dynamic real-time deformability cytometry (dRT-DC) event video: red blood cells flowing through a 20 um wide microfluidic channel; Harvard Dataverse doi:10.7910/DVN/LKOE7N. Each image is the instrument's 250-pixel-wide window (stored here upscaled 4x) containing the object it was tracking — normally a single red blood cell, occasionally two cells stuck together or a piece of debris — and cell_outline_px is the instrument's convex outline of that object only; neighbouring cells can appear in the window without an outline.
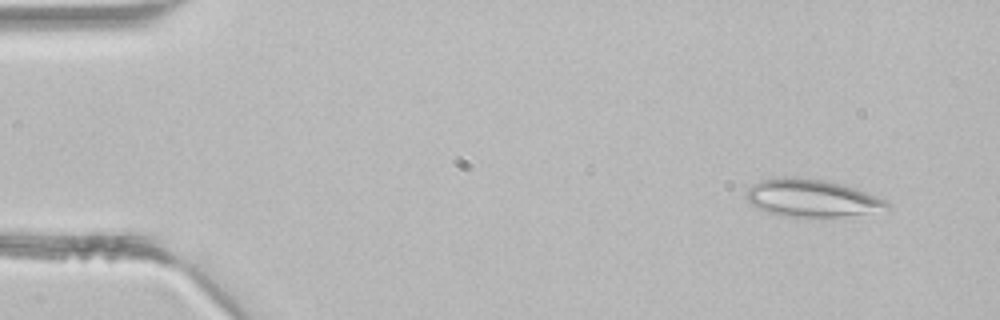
{"species": "common noctule bat (a hibernating species)", "species_latin": "Nyctalus noctula", "temperature_condition": "room temperature", "stored_images_in_passage": 3, "camera_frame_rate_fps": 3000, "um_per_image_px": 0.085, "animal": {"sex": "male", "body_mass_g": 21.5, "forearm_length_mm": 52.0}, "frame": {"image": 1, "passage_image": 1, "time_ms": 0.0, "image_size_px": [1000, 320], "cell_outline_px": [[892, 208], [840, 216], [788, 216], [768, 212], [748, 204], [744, 196], [744, 192], [752, 184], [760, 180], [780, 176], [788, 176], [824, 180], [844, 184], [856, 188], [888, 200]], "centroid_in_image_um": [68.94, 16.8], "position_along_channel_um": 16.1, "area_um2": 30.81}}